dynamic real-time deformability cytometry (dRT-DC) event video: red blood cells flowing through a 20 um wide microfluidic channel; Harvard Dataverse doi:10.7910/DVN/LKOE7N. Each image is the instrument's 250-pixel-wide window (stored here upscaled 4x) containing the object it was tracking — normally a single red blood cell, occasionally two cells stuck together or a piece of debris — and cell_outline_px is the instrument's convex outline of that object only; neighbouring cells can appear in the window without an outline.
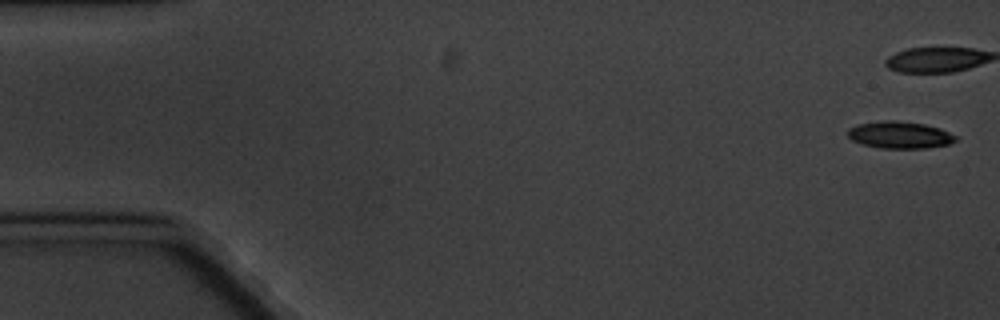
{"species": "common noctule bat (a hibernating species)", "species_latin": "Nyctalus noctula", "temperature_condition": "cold", "stored_images_in_passage": 17, "camera_frame_rate_fps": 3000, "um_per_image_px": 0.085, "animal": {"sex": "male", "body_mass_g": 20.1, "forearm_length_mm": 53.5}, "frame": {"image": 1, "passage_image": 1, "time_ms": 0.0, "image_size_px": [1000, 320], "cell_outline_px": [[956, 140], [948, 144], [928, 148], [880, 148], [864, 144], [852, 140], [848, 136], [848, 128], [856, 124], [888, 120], [892, 120], [924, 124], [940, 128], [956, 136]], "centroid_in_image_um": [76.46, 11.47], "position_along_channel_um": 8.5, "area_um2": 16.82}, "authors_computed_cell_mechanics": {"area_um2": 17.3978, "velocity_mm_per_s": 3.2546, "shape_relaxation_time_tau1_ms": 3.0662, "shape_relaxation_time_tau2_ms": 1.431, "deformation_change_tau1": 0.1231, "deformation_change_tau2": 0.0775}}